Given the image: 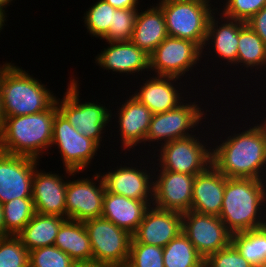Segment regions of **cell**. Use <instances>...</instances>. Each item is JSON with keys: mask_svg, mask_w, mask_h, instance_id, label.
I'll use <instances>...</instances> for the list:
<instances>
[{"mask_svg": "<svg viewBox=\"0 0 266 267\" xmlns=\"http://www.w3.org/2000/svg\"><path fill=\"white\" fill-rule=\"evenodd\" d=\"M78 267H102V266H96V265H79Z\"/></svg>", "mask_w": 266, "mask_h": 267, "instance_id": "cell-48", "label": "cell"}, {"mask_svg": "<svg viewBox=\"0 0 266 267\" xmlns=\"http://www.w3.org/2000/svg\"><path fill=\"white\" fill-rule=\"evenodd\" d=\"M13 1H16V0H0V10L8 15L7 13L8 10L6 11V8L10 6Z\"/></svg>", "mask_w": 266, "mask_h": 267, "instance_id": "cell-42", "label": "cell"}, {"mask_svg": "<svg viewBox=\"0 0 266 267\" xmlns=\"http://www.w3.org/2000/svg\"><path fill=\"white\" fill-rule=\"evenodd\" d=\"M65 220L56 215L35 213L17 236L28 251L51 246L55 244L58 230Z\"/></svg>", "mask_w": 266, "mask_h": 267, "instance_id": "cell-27", "label": "cell"}, {"mask_svg": "<svg viewBox=\"0 0 266 267\" xmlns=\"http://www.w3.org/2000/svg\"><path fill=\"white\" fill-rule=\"evenodd\" d=\"M107 48H103L95 56V64L112 74L142 75L145 71L150 72V56L142 49H139L132 41L107 42ZM143 71V72H142ZM138 74V75H135Z\"/></svg>", "mask_w": 266, "mask_h": 267, "instance_id": "cell-22", "label": "cell"}, {"mask_svg": "<svg viewBox=\"0 0 266 267\" xmlns=\"http://www.w3.org/2000/svg\"><path fill=\"white\" fill-rule=\"evenodd\" d=\"M266 44V6L253 15L246 23Z\"/></svg>", "mask_w": 266, "mask_h": 267, "instance_id": "cell-39", "label": "cell"}, {"mask_svg": "<svg viewBox=\"0 0 266 267\" xmlns=\"http://www.w3.org/2000/svg\"><path fill=\"white\" fill-rule=\"evenodd\" d=\"M93 252V265L126 267L132 235L103 218L84 221Z\"/></svg>", "mask_w": 266, "mask_h": 267, "instance_id": "cell-9", "label": "cell"}, {"mask_svg": "<svg viewBox=\"0 0 266 267\" xmlns=\"http://www.w3.org/2000/svg\"><path fill=\"white\" fill-rule=\"evenodd\" d=\"M150 206L147 201L130 199L105 190L101 217L127 230L132 235Z\"/></svg>", "mask_w": 266, "mask_h": 267, "instance_id": "cell-24", "label": "cell"}, {"mask_svg": "<svg viewBox=\"0 0 266 267\" xmlns=\"http://www.w3.org/2000/svg\"><path fill=\"white\" fill-rule=\"evenodd\" d=\"M197 1H200V2H203V3H205V4H208L209 6L211 5V7H213L216 11H218L219 10V8L218 7H214V5H212V1L211 0H197ZM218 1L219 0H217L215 3L216 4H218ZM211 2V3H210ZM220 2H224V0H222V1H220Z\"/></svg>", "mask_w": 266, "mask_h": 267, "instance_id": "cell-45", "label": "cell"}, {"mask_svg": "<svg viewBox=\"0 0 266 267\" xmlns=\"http://www.w3.org/2000/svg\"><path fill=\"white\" fill-rule=\"evenodd\" d=\"M5 120L4 111H3V104H2V98H1V90H0V131L3 127Z\"/></svg>", "mask_w": 266, "mask_h": 267, "instance_id": "cell-43", "label": "cell"}, {"mask_svg": "<svg viewBox=\"0 0 266 267\" xmlns=\"http://www.w3.org/2000/svg\"><path fill=\"white\" fill-rule=\"evenodd\" d=\"M202 56V49L196 43L167 36L150 55V74L183 78V81L189 77L192 81L190 73L195 75L194 67L202 64Z\"/></svg>", "mask_w": 266, "mask_h": 267, "instance_id": "cell-11", "label": "cell"}, {"mask_svg": "<svg viewBox=\"0 0 266 267\" xmlns=\"http://www.w3.org/2000/svg\"><path fill=\"white\" fill-rule=\"evenodd\" d=\"M139 9H116L113 14L112 26L101 38L105 42L131 41Z\"/></svg>", "mask_w": 266, "mask_h": 267, "instance_id": "cell-33", "label": "cell"}, {"mask_svg": "<svg viewBox=\"0 0 266 267\" xmlns=\"http://www.w3.org/2000/svg\"><path fill=\"white\" fill-rule=\"evenodd\" d=\"M203 130L204 127L200 131L201 134L197 130V134L165 143L155 149L154 152L152 149L148 148L145 150L144 148L145 154L152 152L153 159L158 157L154 161V169L156 170H168L188 175H197L212 164V142H210L212 139L204 136L208 133ZM202 131L204 132L203 134Z\"/></svg>", "mask_w": 266, "mask_h": 267, "instance_id": "cell-6", "label": "cell"}, {"mask_svg": "<svg viewBox=\"0 0 266 267\" xmlns=\"http://www.w3.org/2000/svg\"><path fill=\"white\" fill-rule=\"evenodd\" d=\"M231 243L253 267L266 265V226L233 233Z\"/></svg>", "mask_w": 266, "mask_h": 267, "instance_id": "cell-29", "label": "cell"}, {"mask_svg": "<svg viewBox=\"0 0 266 267\" xmlns=\"http://www.w3.org/2000/svg\"><path fill=\"white\" fill-rule=\"evenodd\" d=\"M7 17V14L0 10V33L4 29L3 27L6 26Z\"/></svg>", "mask_w": 266, "mask_h": 267, "instance_id": "cell-44", "label": "cell"}, {"mask_svg": "<svg viewBox=\"0 0 266 267\" xmlns=\"http://www.w3.org/2000/svg\"><path fill=\"white\" fill-rule=\"evenodd\" d=\"M63 170L66 175L46 172L45 169H38V167L35 169L32 180V200L36 213L66 218L67 178H70L74 171Z\"/></svg>", "mask_w": 266, "mask_h": 267, "instance_id": "cell-20", "label": "cell"}, {"mask_svg": "<svg viewBox=\"0 0 266 267\" xmlns=\"http://www.w3.org/2000/svg\"><path fill=\"white\" fill-rule=\"evenodd\" d=\"M126 267H165L163 263V248L131 242Z\"/></svg>", "mask_w": 266, "mask_h": 267, "instance_id": "cell-36", "label": "cell"}, {"mask_svg": "<svg viewBox=\"0 0 266 267\" xmlns=\"http://www.w3.org/2000/svg\"><path fill=\"white\" fill-rule=\"evenodd\" d=\"M219 3V12L226 18L247 23L258 11L266 6V0H224ZM223 7V8H221Z\"/></svg>", "mask_w": 266, "mask_h": 267, "instance_id": "cell-37", "label": "cell"}, {"mask_svg": "<svg viewBox=\"0 0 266 267\" xmlns=\"http://www.w3.org/2000/svg\"><path fill=\"white\" fill-rule=\"evenodd\" d=\"M182 232V213L151 205L132 234L131 242L165 247Z\"/></svg>", "mask_w": 266, "mask_h": 267, "instance_id": "cell-21", "label": "cell"}, {"mask_svg": "<svg viewBox=\"0 0 266 267\" xmlns=\"http://www.w3.org/2000/svg\"><path fill=\"white\" fill-rule=\"evenodd\" d=\"M30 267H78L79 265L55 245L29 251Z\"/></svg>", "mask_w": 266, "mask_h": 267, "instance_id": "cell-35", "label": "cell"}, {"mask_svg": "<svg viewBox=\"0 0 266 267\" xmlns=\"http://www.w3.org/2000/svg\"><path fill=\"white\" fill-rule=\"evenodd\" d=\"M39 160L0 151V202L32 198V180Z\"/></svg>", "mask_w": 266, "mask_h": 267, "instance_id": "cell-16", "label": "cell"}, {"mask_svg": "<svg viewBox=\"0 0 266 267\" xmlns=\"http://www.w3.org/2000/svg\"><path fill=\"white\" fill-rule=\"evenodd\" d=\"M116 103L117 111L111 113V120H115L118 125L114 124V128H118L117 133L120 135L119 140L121 142L120 147L122 148V152L125 151L124 154L128 152H132V155L137 149L136 147L145 145V138L149 130L150 122L153 114L149 110L147 106L143 103L139 102L132 95H128L127 99L122 101V105L120 102ZM124 103V104H123ZM119 107V108H118ZM117 112V113H116ZM117 115V116H116ZM115 116V117H114ZM118 117V119H117ZM140 144V145H139Z\"/></svg>", "mask_w": 266, "mask_h": 267, "instance_id": "cell-15", "label": "cell"}, {"mask_svg": "<svg viewBox=\"0 0 266 267\" xmlns=\"http://www.w3.org/2000/svg\"><path fill=\"white\" fill-rule=\"evenodd\" d=\"M138 11L131 41L150 56L168 36L165 16L157 4Z\"/></svg>", "mask_w": 266, "mask_h": 267, "instance_id": "cell-25", "label": "cell"}, {"mask_svg": "<svg viewBox=\"0 0 266 267\" xmlns=\"http://www.w3.org/2000/svg\"><path fill=\"white\" fill-rule=\"evenodd\" d=\"M194 179L195 175L154 169L153 206L180 213L190 211Z\"/></svg>", "mask_w": 266, "mask_h": 267, "instance_id": "cell-18", "label": "cell"}, {"mask_svg": "<svg viewBox=\"0 0 266 267\" xmlns=\"http://www.w3.org/2000/svg\"><path fill=\"white\" fill-rule=\"evenodd\" d=\"M145 77L147 79H144L142 76L141 80L143 82L140 81L143 85L139 83L137 88H140L136 89L135 92L130 91L129 93H132L131 95L133 97L147 106L152 114L169 111L177 107L185 99H189L185 93V82H181L182 80L180 78L154 74H149V76L146 75ZM178 81L180 82L178 83ZM183 85L185 86V90L183 89Z\"/></svg>", "mask_w": 266, "mask_h": 267, "instance_id": "cell-19", "label": "cell"}, {"mask_svg": "<svg viewBox=\"0 0 266 267\" xmlns=\"http://www.w3.org/2000/svg\"><path fill=\"white\" fill-rule=\"evenodd\" d=\"M219 218L232 234L266 226L263 180L227 178Z\"/></svg>", "mask_w": 266, "mask_h": 267, "instance_id": "cell-3", "label": "cell"}, {"mask_svg": "<svg viewBox=\"0 0 266 267\" xmlns=\"http://www.w3.org/2000/svg\"><path fill=\"white\" fill-rule=\"evenodd\" d=\"M163 11L168 36L190 40L203 49L210 17L215 9L197 0L156 3Z\"/></svg>", "mask_w": 266, "mask_h": 267, "instance_id": "cell-8", "label": "cell"}, {"mask_svg": "<svg viewBox=\"0 0 266 267\" xmlns=\"http://www.w3.org/2000/svg\"><path fill=\"white\" fill-rule=\"evenodd\" d=\"M227 177L212 164L195 175L191 211L219 216Z\"/></svg>", "mask_w": 266, "mask_h": 267, "instance_id": "cell-23", "label": "cell"}, {"mask_svg": "<svg viewBox=\"0 0 266 267\" xmlns=\"http://www.w3.org/2000/svg\"><path fill=\"white\" fill-rule=\"evenodd\" d=\"M54 245L78 265H93V252L84 222L66 219L58 230Z\"/></svg>", "mask_w": 266, "mask_h": 267, "instance_id": "cell-26", "label": "cell"}, {"mask_svg": "<svg viewBox=\"0 0 266 267\" xmlns=\"http://www.w3.org/2000/svg\"><path fill=\"white\" fill-rule=\"evenodd\" d=\"M116 8L105 0H97L84 13V26L91 37L101 39L112 26L113 14Z\"/></svg>", "mask_w": 266, "mask_h": 267, "instance_id": "cell-32", "label": "cell"}, {"mask_svg": "<svg viewBox=\"0 0 266 267\" xmlns=\"http://www.w3.org/2000/svg\"><path fill=\"white\" fill-rule=\"evenodd\" d=\"M239 66H241V68ZM237 67L240 69L239 71H241L242 68L243 71L246 70L247 72L245 74L253 73L254 71L255 74H265V79L262 80L264 82L266 81V73H264V71L266 72V44L247 25L239 32ZM248 68L251 70L250 72H248Z\"/></svg>", "mask_w": 266, "mask_h": 267, "instance_id": "cell-28", "label": "cell"}, {"mask_svg": "<svg viewBox=\"0 0 266 267\" xmlns=\"http://www.w3.org/2000/svg\"><path fill=\"white\" fill-rule=\"evenodd\" d=\"M29 251L17 235L0 237V267H28Z\"/></svg>", "mask_w": 266, "mask_h": 267, "instance_id": "cell-34", "label": "cell"}, {"mask_svg": "<svg viewBox=\"0 0 266 267\" xmlns=\"http://www.w3.org/2000/svg\"><path fill=\"white\" fill-rule=\"evenodd\" d=\"M4 64H5V63H4V61H3V64H2V65L0 64V69L4 66Z\"/></svg>", "mask_w": 266, "mask_h": 267, "instance_id": "cell-50", "label": "cell"}, {"mask_svg": "<svg viewBox=\"0 0 266 267\" xmlns=\"http://www.w3.org/2000/svg\"><path fill=\"white\" fill-rule=\"evenodd\" d=\"M159 2H165V1H169V0H158Z\"/></svg>", "mask_w": 266, "mask_h": 267, "instance_id": "cell-49", "label": "cell"}, {"mask_svg": "<svg viewBox=\"0 0 266 267\" xmlns=\"http://www.w3.org/2000/svg\"><path fill=\"white\" fill-rule=\"evenodd\" d=\"M15 64L6 61L0 69L4 116H23L47 110L55 102L56 95L40 79Z\"/></svg>", "mask_w": 266, "mask_h": 267, "instance_id": "cell-4", "label": "cell"}, {"mask_svg": "<svg viewBox=\"0 0 266 267\" xmlns=\"http://www.w3.org/2000/svg\"><path fill=\"white\" fill-rule=\"evenodd\" d=\"M32 198H14L3 204L5 237L17 235L35 214Z\"/></svg>", "mask_w": 266, "mask_h": 267, "instance_id": "cell-31", "label": "cell"}, {"mask_svg": "<svg viewBox=\"0 0 266 267\" xmlns=\"http://www.w3.org/2000/svg\"><path fill=\"white\" fill-rule=\"evenodd\" d=\"M264 114H265V112L263 113V116H260L259 118L261 119V118H263V119H261V121H260V123L263 125V127L265 128V130H266V114H265V116H264Z\"/></svg>", "mask_w": 266, "mask_h": 267, "instance_id": "cell-46", "label": "cell"}, {"mask_svg": "<svg viewBox=\"0 0 266 267\" xmlns=\"http://www.w3.org/2000/svg\"><path fill=\"white\" fill-rule=\"evenodd\" d=\"M139 156L141 160L139 164L136 161L134 163L132 158L129 160L131 162L127 163L125 160L126 163L124 165L119 164L117 167L114 165V168L109 166L108 170L111 168L110 171L99 173L102 176L106 191L123 195L130 199L147 201L150 205H153L154 161L152 154L151 156L150 154L148 156L146 154ZM149 156L151 159L148 158ZM143 164L144 166L142 167ZM148 164L149 166L153 165L149 167Z\"/></svg>", "mask_w": 266, "mask_h": 267, "instance_id": "cell-10", "label": "cell"}, {"mask_svg": "<svg viewBox=\"0 0 266 267\" xmlns=\"http://www.w3.org/2000/svg\"><path fill=\"white\" fill-rule=\"evenodd\" d=\"M0 237H5V222L3 214V204L0 202Z\"/></svg>", "mask_w": 266, "mask_h": 267, "instance_id": "cell-41", "label": "cell"}, {"mask_svg": "<svg viewBox=\"0 0 266 267\" xmlns=\"http://www.w3.org/2000/svg\"><path fill=\"white\" fill-rule=\"evenodd\" d=\"M257 121L255 124L252 122L253 126L245 121L246 125L242 126L244 130L239 126L232 128L234 131H231L227 123L226 127L230 130L227 133H231H225L224 139L220 136L217 140L214 133L211 135L212 165L227 178L263 180L266 173V130L260 120ZM236 129L239 130L235 131Z\"/></svg>", "mask_w": 266, "mask_h": 267, "instance_id": "cell-1", "label": "cell"}, {"mask_svg": "<svg viewBox=\"0 0 266 267\" xmlns=\"http://www.w3.org/2000/svg\"><path fill=\"white\" fill-rule=\"evenodd\" d=\"M190 101V102H189ZM184 100L177 107L163 112L153 114L148 133L145 138V146H150L154 151L157 147L176 139H182L196 134L204 126L203 121L207 118L208 109H203L202 101ZM194 101V102H191ZM185 102V103H184ZM187 102V103H186ZM200 129H199V127ZM148 142V143H146ZM154 142V143H153ZM156 142V143H155ZM152 143V145H150ZM154 144H157L156 146Z\"/></svg>", "mask_w": 266, "mask_h": 267, "instance_id": "cell-7", "label": "cell"}, {"mask_svg": "<svg viewBox=\"0 0 266 267\" xmlns=\"http://www.w3.org/2000/svg\"><path fill=\"white\" fill-rule=\"evenodd\" d=\"M245 25V22L226 18L219 11H215L208 23L207 38L202 49V55L204 56L202 57H206L205 55L210 57V54L213 57L216 54L214 60L217 61L215 63L219 64L221 62V65L226 64L231 68L236 67L239 32ZM212 52L214 55H212ZM220 59L224 62L222 63Z\"/></svg>", "mask_w": 266, "mask_h": 267, "instance_id": "cell-17", "label": "cell"}, {"mask_svg": "<svg viewBox=\"0 0 266 267\" xmlns=\"http://www.w3.org/2000/svg\"><path fill=\"white\" fill-rule=\"evenodd\" d=\"M204 267H253L230 243L227 247L210 254L204 262Z\"/></svg>", "mask_w": 266, "mask_h": 267, "instance_id": "cell-38", "label": "cell"}, {"mask_svg": "<svg viewBox=\"0 0 266 267\" xmlns=\"http://www.w3.org/2000/svg\"><path fill=\"white\" fill-rule=\"evenodd\" d=\"M53 146L57 147L55 149L61 155L64 169L81 173L92 166L90 164L100 150L93 140L80 134L59 111L54 117L51 147Z\"/></svg>", "mask_w": 266, "mask_h": 267, "instance_id": "cell-12", "label": "cell"}, {"mask_svg": "<svg viewBox=\"0 0 266 267\" xmlns=\"http://www.w3.org/2000/svg\"><path fill=\"white\" fill-rule=\"evenodd\" d=\"M74 76L73 74V77L72 75L69 77L70 81L62 99L56 97L57 109L80 134L93 140L100 148L102 145L104 147L105 144H101L104 142L102 138L107 137L104 133L107 126L109 128L113 122L111 120L113 109L110 105L109 108L106 104L103 106L97 99L96 102L90 100L81 102L79 78Z\"/></svg>", "mask_w": 266, "mask_h": 267, "instance_id": "cell-5", "label": "cell"}, {"mask_svg": "<svg viewBox=\"0 0 266 267\" xmlns=\"http://www.w3.org/2000/svg\"><path fill=\"white\" fill-rule=\"evenodd\" d=\"M57 112L55 100L43 112L5 117L0 131V151L37 160L45 154L48 155L52 144L54 117Z\"/></svg>", "mask_w": 266, "mask_h": 267, "instance_id": "cell-2", "label": "cell"}, {"mask_svg": "<svg viewBox=\"0 0 266 267\" xmlns=\"http://www.w3.org/2000/svg\"><path fill=\"white\" fill-rule=\"evenodd\" d=\"M205 259L183 232L163 247L165 267H204Z\"/></svg>", "mask_w": 266, "mask_h": 267, "instance_id": "cell-30", "label": "cell"}, {"mask_svg": "<svg viewBox=\"0 0 266 267\" xmlns=\"http://www.w3.org/2000/svg\"><path fill=\"white\" fill-rule=\"evenodd\" d=\"M116 9H139V0H105Z\"/></svg>", "mask_w": 266, "mask_h": 267, "instance_id": "cell-40", "label": "cell"}, {"mask_svg": "<svg viewBox=\"0 0 266 267\" xmlns=\"http://www.w3.org/2000/svg\"><path fill=\"white\" fill-rule=\"evenodd\" d=\"M263 183H264V189H265V200H266V173L263 178Z\"/></svg>", "mask_w": 266, "mask_h": 267, "instance_id": "cell-47", "label": "cell"}, {"mask_svg": "<svg viewBox=\"0 0 266 267\" xmlns=\"http://www.w3.org/2000/svg\"><path fill=\"white\" fill-rule=\"evenodd\" d=\"M182 232L204 259L227 247L232 237L219 216L191 210L182 213Z\"/></svg>", "mask_w": 266, "mask_h": 267, "instance_id": "cell-14", "label": "cell"}, {"mask_svg": "<svg viewBox=\"0 0 266 267\" xmlns=\"http://www.w3.org/2000/svg\"><path fill=\"white\" fill-rule=\"evenodd\" d=\"M77 174L80 172H73L67 182L66 219L84 222L88 219L101 217L105 195L102 176L98 171V173L94 172L91 179L90 177L72 179Z\"/></svg>", "mask_w": 266, "mask_h": 267, "instance_id": "cell-13", "label": "cell"}]
</instances>
